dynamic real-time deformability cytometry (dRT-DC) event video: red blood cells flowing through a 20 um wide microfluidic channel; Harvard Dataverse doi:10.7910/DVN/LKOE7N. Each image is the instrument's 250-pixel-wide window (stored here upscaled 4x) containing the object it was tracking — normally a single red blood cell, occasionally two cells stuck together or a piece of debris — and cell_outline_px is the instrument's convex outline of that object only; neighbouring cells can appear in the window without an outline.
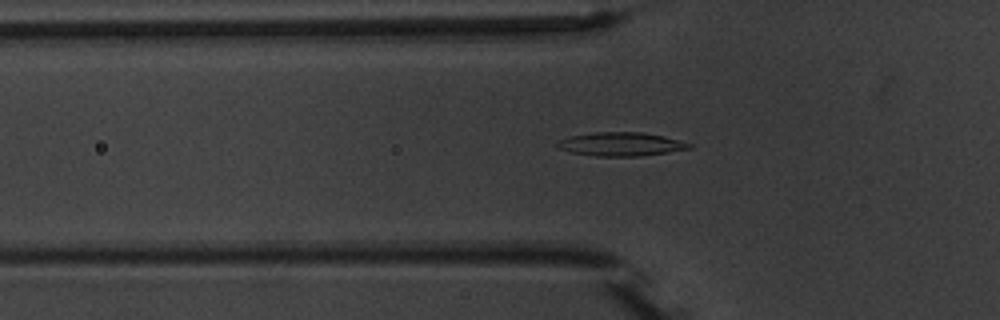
{"species": "common noctule bat (a hibernating species)", "species_latin": "Nyctalus noctula", "temperature_condition": "warm", "stored_images_in_passage": 7, "camera_frame_rate_fps": 3000, "um_per_image_px": 0.085, "animal": {"sex": "male", "body_mass_g": 20.1, "forearm_length_mm": 53.5}, "frame": {"image": 1, "passage_image": 7, "time_ms": 7.0, "image_size_px": [1000, 320], "cell_outline_px": [[692, 148], [668, 152], [640, 156], [596, 156], [572, 152], [560, 148], [556, 144], [560, 140], [572, 136], [592, 132], [640, 132], [664, 136], [692, 144]], "centroid_in_image_um": [52.81, 12.25], "position_along_channel_um": 73.0, "area_um2": 17.92}}